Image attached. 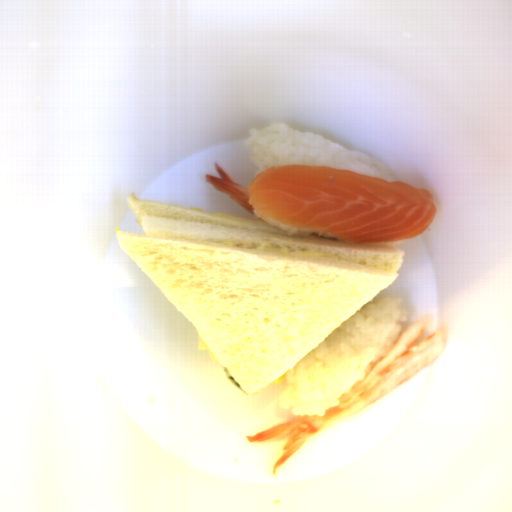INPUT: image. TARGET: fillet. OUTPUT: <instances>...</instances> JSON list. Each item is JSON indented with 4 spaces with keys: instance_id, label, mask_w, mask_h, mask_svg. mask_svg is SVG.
Returning a JSON list of instances; mask_svg holds the SVG:
<instances>
[{
    "instance_id": "1",
    "label": "fillet",
    "mask_w": 512,
    "mask_h": 512,
    "mask_svg": "<svg viewBox=\"0 0 512 512\" xmlns=\"http://www.w3.org/2000/svg\"><path fill=\"white\" fill-rule=\"evenodd\" d=\"M247 193L264 221L360 244L412 240L437 213L426 189L320 165H271L250 181Z\"/></svg>"
}]
</instances>
